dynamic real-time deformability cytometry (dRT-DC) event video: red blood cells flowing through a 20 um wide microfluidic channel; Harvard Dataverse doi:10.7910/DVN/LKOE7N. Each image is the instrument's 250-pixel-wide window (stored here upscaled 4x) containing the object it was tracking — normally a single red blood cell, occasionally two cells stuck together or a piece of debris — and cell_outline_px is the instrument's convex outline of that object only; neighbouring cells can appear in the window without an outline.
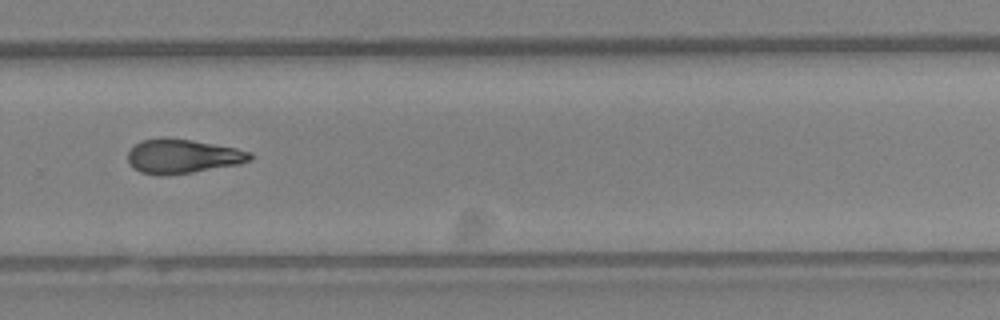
{"species": "Egyptian fruit bat (a non-hibernating species)", "species_latin": "Rousettus aegyptiacus", "temperature_condition": "warm", "stored_images_in_passage": 13, "camera_frame_rate_fps": 3000, "um_per_image_px": 0.085, "animal": {"sex": "female"}, "frame": {"image": 1, "passage_image": 8, "time_ms": 2.333, "image_size_px": [1000, 320], "cell_outline_px": [[252, 160], [240, 164], [192, 172], [164, 176], [156, 176], [140, 172], [132, 168], [128, 160], [128, 152], [140, 140], [164, 136], [192, 140], [236, 148], [252, 152]], "centroid_in_image_um": [15.5, 13.28], "position_along_channel_um": 314.3, "area_um2": 24.74}}